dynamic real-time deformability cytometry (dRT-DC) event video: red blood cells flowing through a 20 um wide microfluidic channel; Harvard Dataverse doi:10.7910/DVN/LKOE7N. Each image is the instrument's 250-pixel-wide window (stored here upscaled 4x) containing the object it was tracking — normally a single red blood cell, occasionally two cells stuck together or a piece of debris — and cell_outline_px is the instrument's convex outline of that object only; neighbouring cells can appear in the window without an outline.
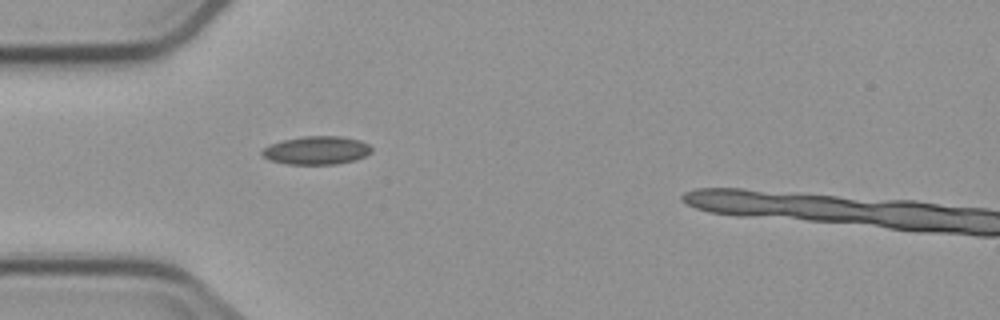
{"species": "common noctule bat (a hibernating species)", "species_latin": "Nyctalus noctula", "temperature_condition": "cold", "stored_images_in_passage": 2, "camera_frame_rate_fps": 3000, "um_per_image_px": 0.085, "animal": {"sex": "male", "body_mass_g": 23.1, "forearm_length_mm": 52.7}, "frame": {"image": 1, "passage_image": 1, "time_ms": 0.0, "image_size_px": [1000, 320], "cell_outline_px": [[372, 152], [356, 160], [336, 164], [288, 164], [268, 160], [260, 152], [264, 148], [272, 144], [284, 140], [304, 136], [340, 136], [360, 140], [368, 144], [372, 148]], "centroid_in_image_um": [26.93, 12.78], "position_along_channel_um": 58.1, "area_um2": 17.98}}